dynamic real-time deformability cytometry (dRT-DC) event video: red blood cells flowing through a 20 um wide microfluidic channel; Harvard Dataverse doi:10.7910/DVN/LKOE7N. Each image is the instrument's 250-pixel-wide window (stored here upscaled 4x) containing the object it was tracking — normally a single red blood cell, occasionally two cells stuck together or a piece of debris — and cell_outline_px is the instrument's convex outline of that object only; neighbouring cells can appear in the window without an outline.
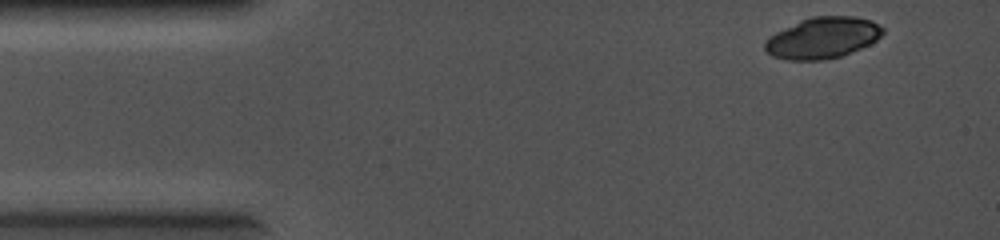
{"species": "common noctule bat (a hibernating species)", "species_latin": "Nyctalus noctula", "temperature_condition": "cold", "stored_images_in_passage": 3, "camera_frame_rate_fps": 5000, "um_per_image_px": 0.085, "animal": {"sex": "female", "body_mass_g": 19.0, "forearm_length_mm": 56.7}, "frame": {"image": 1, "passage_image": 1, "time_ms": 0.0, "image_size_px": [1000, 240], "cell_outline_px": [[884, 32], [876, 40], [860, 48], [840, 56], [824, 60], [788, 60], [772, 56], [764, 48], [764, 44], [776, 32], [800, 20], [812, 16], [856, 16], [872, 20], [880, 24], [884, 28]], "centroid_in_image_um": [69.95, 3.2], "position_along_channel_um": 15.0, "area_um2": 28.15}}